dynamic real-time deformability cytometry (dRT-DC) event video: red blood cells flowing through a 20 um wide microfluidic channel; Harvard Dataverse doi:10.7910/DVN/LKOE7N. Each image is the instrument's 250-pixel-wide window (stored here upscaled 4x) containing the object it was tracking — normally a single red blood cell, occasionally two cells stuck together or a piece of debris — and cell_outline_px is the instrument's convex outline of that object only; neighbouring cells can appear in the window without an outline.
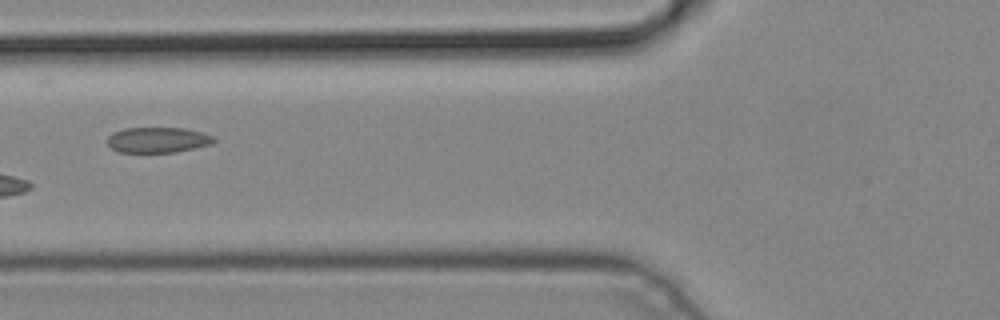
{"species": "common noctule bat (a hibernating species)", "species_latin": "Nyctalus noctula", "temperature_condition": "cold", "stored_images_in_passage": 3, "camera_frame_rate_fps": 3000, "um_per_image_px": 0.085, "animal": {"sex": "male", "body_mass_g": 19.2, "forearm_length_mm": 51.8}, "frame": {"image": 1, "passage_image": 3, "time_ms": 0.667, "image_size_px": [1000, 320], "cell_outline_px": [[216, 140], [212, 144], [176, 152], [120, 152], [112, 148], [108, 144], [108, 136], [112, 132], [124, 128], [184, 128], [200, 132], [212, 136]], "centroid_in_image_um": [13.4, 11.89], "position_along_channel_um": 112.4, "area_um2": 15.72}}